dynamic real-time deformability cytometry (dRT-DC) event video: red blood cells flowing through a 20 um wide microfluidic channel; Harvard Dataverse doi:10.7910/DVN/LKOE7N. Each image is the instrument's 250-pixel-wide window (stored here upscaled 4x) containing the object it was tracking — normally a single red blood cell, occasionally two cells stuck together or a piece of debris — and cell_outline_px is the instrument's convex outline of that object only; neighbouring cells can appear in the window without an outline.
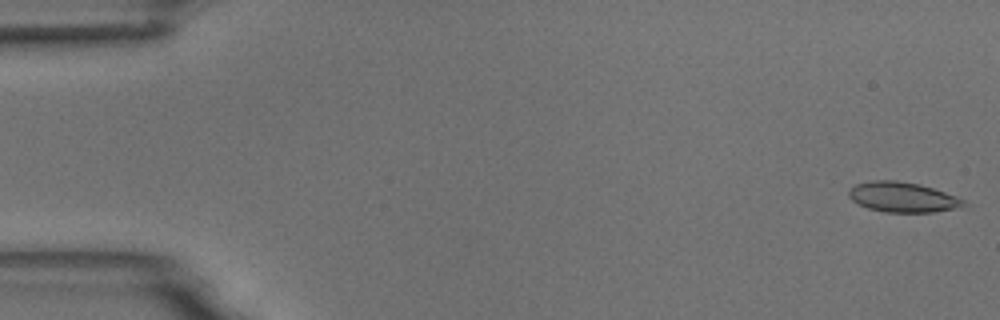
{"species": "common noctule bat (a hibernating species)", "species_latin": "Nyctalus noctula", "temperature_condition": "room temperature", "stored_images_in_passage": 18, "camera_frame_rate_fps": 3000, "um_per_image_px": 0.085, "animal": {"sex": "male", "body_mass_g": 18.8}, "frame": {"image": 1, "passage_image": 1, "time_ms": 0.0, "image_size_px": [1000, 320], "cell_outline_px": [[968, 204], [964, 208], [932, 212], [884, 212], [868, 208], [852, 200], [848, 196], [848, 188], [856, 184], [872, 180], [896, 180], [920, 184], [956, 196], [964, 200]], "centroid_in_image_um": [76.75, 16.76], "position_along_channel_um": 8.3, "area_um2": 20.35}}